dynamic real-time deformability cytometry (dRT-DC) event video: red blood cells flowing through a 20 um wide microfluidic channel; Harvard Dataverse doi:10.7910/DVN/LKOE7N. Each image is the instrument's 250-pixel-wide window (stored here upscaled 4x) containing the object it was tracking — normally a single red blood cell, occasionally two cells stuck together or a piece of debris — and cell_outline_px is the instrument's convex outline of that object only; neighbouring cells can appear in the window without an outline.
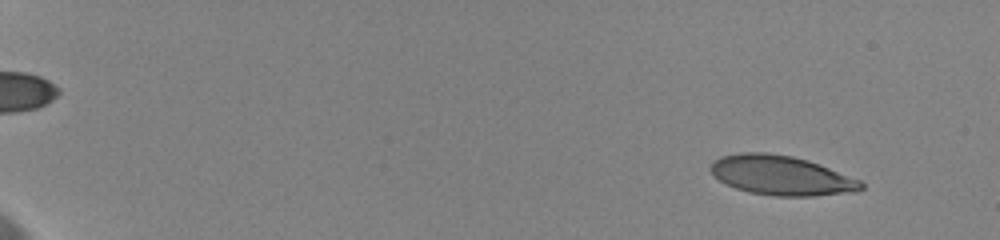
{"species": "human", "species_latin": "Homo sapiens", "temperature_condition": "cold", "stored_images_in_passage": 30, "camera_frame_rate_fps": 3000, "um_per_image_px": 0.085, "donor": {"sex": "female"}, "frame": {"image": 1, "passage_image": 5, "time_ms": 1.667, "image_size_px": [1000, 240], "cell_outline_px": [[864, 188], [856, 192], [812, 196], [776, 196], [748, 192], [736, 188], [720, 180], [708, 168], [720, 156], [740, 152], [764, 152], [792, 156], [808, 160], [860, 180], [864, 184]], "centroid_in_image_um": [66.42, 14.91], "position_along_channel_um": 18.6, "area_um2": 34.51}}
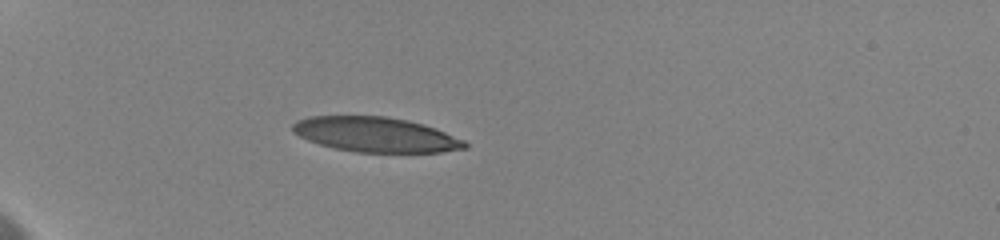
{"frame": {"image": 2, "passage_image": 19, "time_ms": 6.333, "image_size_px": [1000, 240], "cell_outline_px": [[468, 148], [440, 152], [356, 152], [336, 148], [320, 144], [308, 140], [292, 132], [292, 124], [296, 120], [312, 116], [384, 116], [424, 124], [464, 140], [468, 144]], "centroid_in_image_um": [31.92, 11.44], "position_along_channel_um": 53.1, "area_um2": 34.74}}